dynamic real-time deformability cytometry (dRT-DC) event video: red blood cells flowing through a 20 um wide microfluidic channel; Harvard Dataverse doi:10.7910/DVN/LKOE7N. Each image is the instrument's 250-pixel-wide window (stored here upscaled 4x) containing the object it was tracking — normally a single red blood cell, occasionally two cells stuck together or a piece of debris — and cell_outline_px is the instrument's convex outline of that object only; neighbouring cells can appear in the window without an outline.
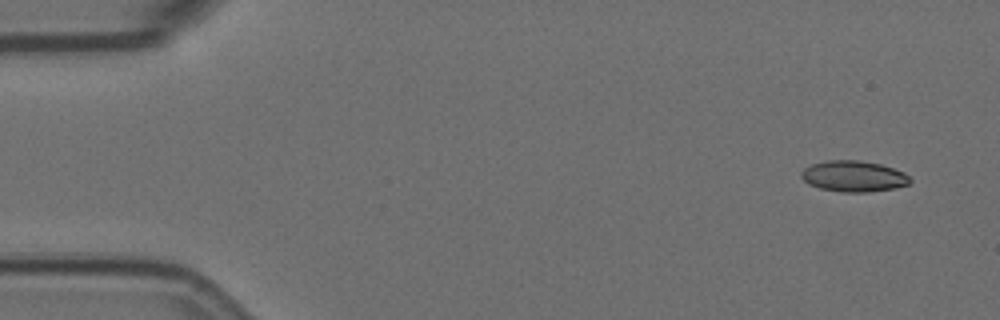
{"species": "Egyptian fruit bat (a non-hibernating species)", "species_latin": "Rousettus aegyptiacus", "temperature_condition": "room temperature", "stored_images_in_passage": 5, "camera_frame_rate_fps": 3000, "um_per_image_px": 0.085, "animal": {"sex": "female"}, "frame": {"image": 1, "passage_image": 1, "time_ms": 0.0, "image_size_px": [1000, 320], "cell_outline_px": [[912, 180], [908, 184], [896, 188], [868, 192], [840, 192], [820, 188], [808, 184], [800, 176], [800, 172], [804, 168], [812, 164], [828, 160], [860, 160], [880, 164], [904, 172]], "centroid_in_image_um": [72.54, 14.98], "position_along_channel_um": 12.5, "area_um2": 19.71}}
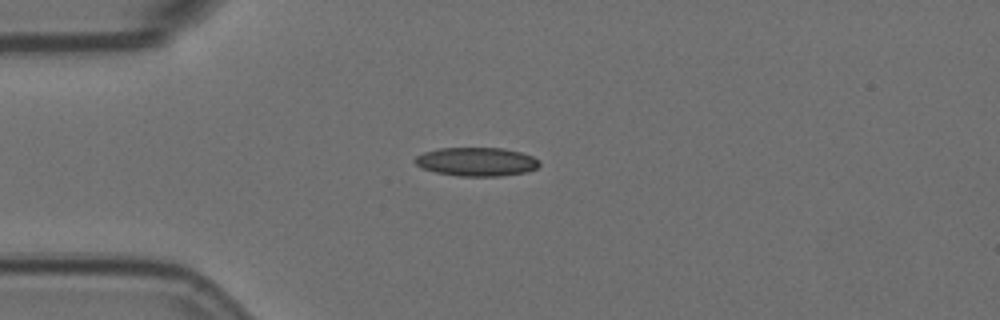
{"frame": {"image": 2, "passage_image": 4, "time_ms": 1.0, "image_size_px": [1000, 320], "cell_outline_px": [[540, 164], [536, 168], [528, 172], [500, 176], [460, 176], [436, 172], [424, 168], [416, 164], [412, 160], [416, 156], [424, 152], [440, 148], [504, 148], [520, 152], [532, 156], [540, 160]], "centroid_in_image_um": [40.53, 13.74], "position_along_channel_um": 44.5, "area_um2": 20.81}}